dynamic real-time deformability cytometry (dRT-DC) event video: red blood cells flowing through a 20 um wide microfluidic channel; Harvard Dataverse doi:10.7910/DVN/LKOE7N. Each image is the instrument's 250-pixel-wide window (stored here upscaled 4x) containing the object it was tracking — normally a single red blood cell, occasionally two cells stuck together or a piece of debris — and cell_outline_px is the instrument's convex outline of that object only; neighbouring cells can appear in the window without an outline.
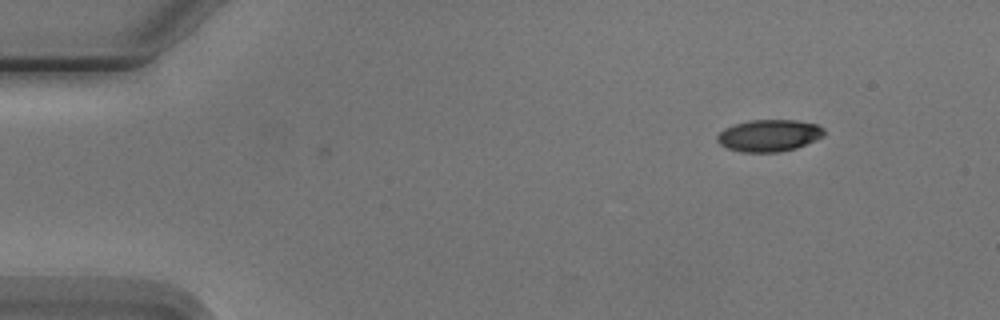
{"species": "Egyptian fruit bat (a non-hibernating species)", "species_latin": "Rousettus aegyptiacus", "temperature_condition": "cold", "stored_images_in_passage": 4, "camera_frame_rate_fps": 3000, "um_per_image_px": 0.085, "animal": {"sex": "male"}, "frame": {"image": 1, "passage_image": 4, "time_ms": 3.333, "image_size_px": [1000, 320], "cell_outline_px": [[824, 136], [796, 148], [780, 152], [740, 152], [728, 148], [720, 144], [716, 140], [716, 136], [724, 128], [748, 120], [796, 120], [816, 124], [824, 128]], "centroid_in_image_um": [65.36, 11.52], "position_along_channel_um": 19.6, "area_um2": 19.88}}